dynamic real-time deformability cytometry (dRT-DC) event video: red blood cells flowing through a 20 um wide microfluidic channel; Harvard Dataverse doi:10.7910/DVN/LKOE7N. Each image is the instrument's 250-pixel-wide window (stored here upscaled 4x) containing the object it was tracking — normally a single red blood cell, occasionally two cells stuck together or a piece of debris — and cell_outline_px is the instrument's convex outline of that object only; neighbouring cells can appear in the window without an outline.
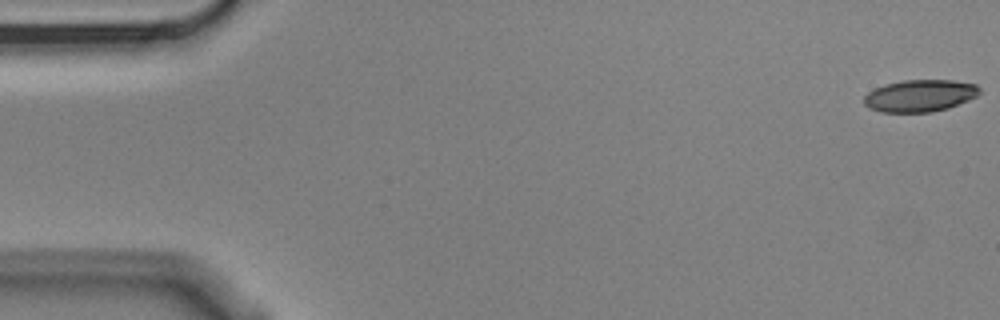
{"species": "Egyptian fruit bat (a non-hibernating species)", "species_latin": "Rousettus aegyptiacus", "temperature_condition": "cold", "stored_images_in_passage": 4, "camera_frame_rate_fps": 3000, "um_per_image_px": 0.085, "animal": {"sex": "male"}, "frame": {"image": 1, "passage_image": 1, "time_ms": 0.0, "image_size_px": [1000, 320], "cell_outline_px": [[980, 92], [976, 96], [968, 100], [948, 108], [932, 112], [880, 112], [868, 108], [864, 104], [864, 96], [868, 92], [884, 84], [904, 80], [952, 80], [976, 84], [980, 88]], "centroid_in_image_um": [78.17, 8.13], "position_along_channel_um": 6.8, "area_um2": 21.62}}
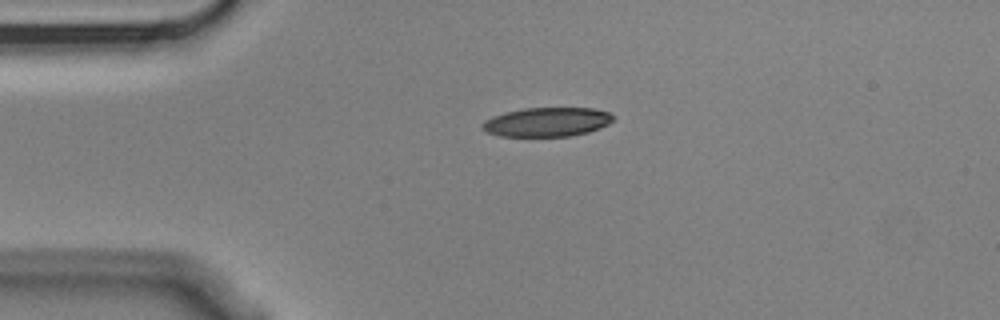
{"frame": {"image": 2, "passage_image": 4, "time_ms": 1.0, "image_size_px": [1000, 320], "cell_outline_px": [[616, 116], [608, 124], [600, 128], [588, 132], [572, 136], [500, 136], [488, 132], [484, 128], [484, 120], [492, 116], [524, 108], [592, 108], [608, 112]], "centroid_in_image_um": [46.55, 10.37], "position_along_channel_um": 38.5, "area_um2": 22.02}}